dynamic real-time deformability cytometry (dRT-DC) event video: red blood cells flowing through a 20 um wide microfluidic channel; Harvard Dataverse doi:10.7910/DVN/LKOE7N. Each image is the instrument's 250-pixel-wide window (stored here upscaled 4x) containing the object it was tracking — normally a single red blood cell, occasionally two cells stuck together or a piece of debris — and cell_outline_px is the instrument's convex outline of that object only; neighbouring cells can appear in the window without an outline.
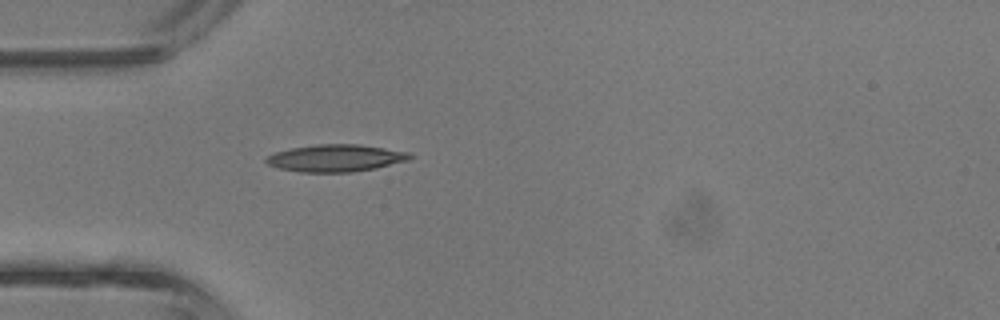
{"species": "common noctule bat (a hibernating species)", "species_latin": "Nyctalus noctula", "temperature_condition": "room temperature", "stored_images_in_passage": 26, "camera_frame_rate_fps": 3000, "um_per_image_px": 0.085, "animal": {"sex": "male", "body_mass_g": 13.3}, "frame": {"image": 1, "passage_image": 1, "time_ms": 0.0, "image_size_px": [1000, 320], "cell_outline_px": [[416, 156], [408, 160], [376, 168], [352, 172], [300, 172], [280, 168], [268, 164], [264, 160], [264, 156], [276, 152], [292, 148], [316, 144], [360, 144], [408, 152]], "centroid_in_image_um": [28.54, 13.43], "position_along_channel_um": 56.5, "area_um2": 22.77}}
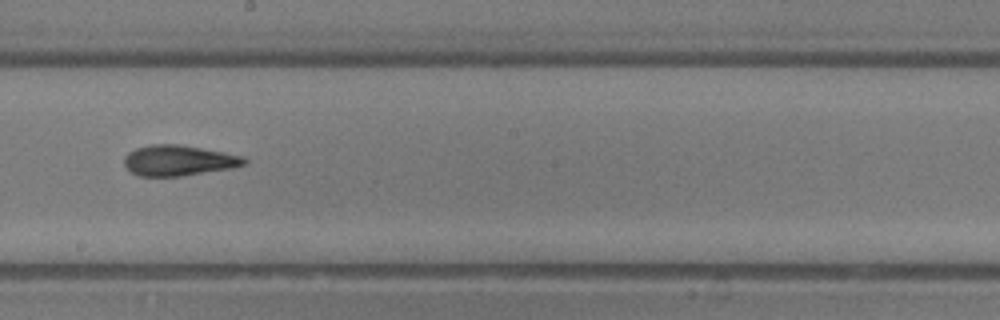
{"frame": {"image": 2, "passage_image": 12, "time_ms": 3.667, "image_size_px": [1000, 320], "cell_outline_px": [[248, 164], [232, 168], [180, 176], [140, 176], [132, 172], [124, 164], [124, 156], [128, 152], [136, 148], [152, 144], [180, 144], [224, 152], [244, 156], [248, 160]], "centroid_in_image_um": [15.21, 13.63], "position_along_channel_um": 233.0, "area_um2": 21.44}}
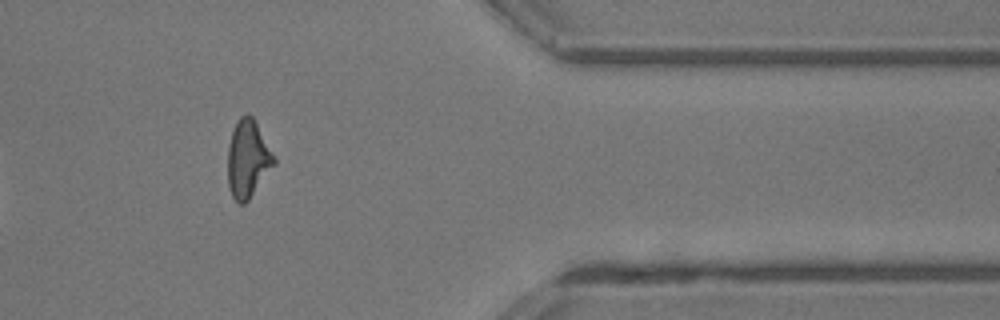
{"frame": {"image": 3, "passage_image": 23, "time_ms": 7.333, "image_size_px": [1000, 320], "cell_outline_px": [[276, 164], [248, 200], [244, 204], [240, 204], [232, 196], [228, 184], [228, 144], [232, 132], [240, 116], [248, 112], [252, 116], [276, 160]], "centroid_in_image_um": [21.06, 13.52], "position_along_channel_um": 390.3, "area_um2": 20.63}, "authors_computed_cell_mechanics": {"area_um2": 21.2704, "velocity_mm_per_s": 4.9225, "shape_relaxation_time_tau1_ms": 4.406, "shape_relaxation_time_tau2_ms": 2.1572, "deformation_change_tau1": 0.1901, "deformation_change_tau2": 0.1242}}